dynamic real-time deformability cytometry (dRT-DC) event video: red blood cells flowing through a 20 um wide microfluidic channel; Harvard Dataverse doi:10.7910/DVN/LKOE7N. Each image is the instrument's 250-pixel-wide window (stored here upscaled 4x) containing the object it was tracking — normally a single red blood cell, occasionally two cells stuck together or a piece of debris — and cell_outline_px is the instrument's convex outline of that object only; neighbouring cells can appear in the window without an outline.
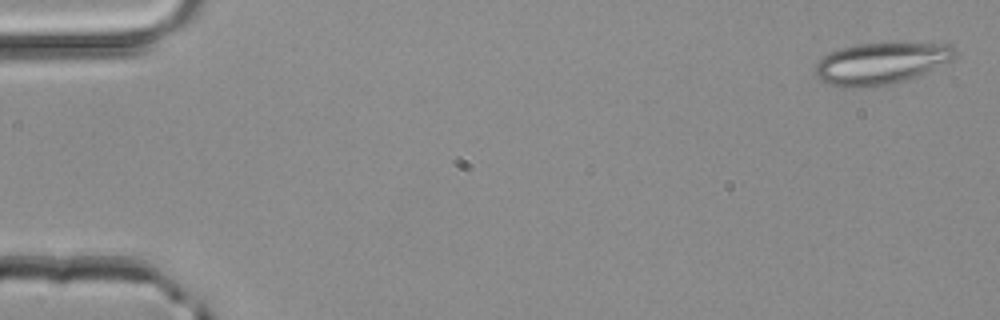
{"species": "common noctule bat (a hibernating species)", "species_latin": "Nyctalus noctula", "temperature_condition": "room temperature", "stored_images_in_passage": 4, "camera_frame_rate_fps": 3000, "um_per_image_px": 0.085, "animal": {"sex": "male", "body_mass_g": 20.4}, "frame": {"image": 1, "passage_image": 1, "time_ms": 0.0, "image_size_px": [1000, 320], "cell_outline_px": [[956, 56], [952, 60], [908, 80], [872, 88], [840, 88], [828, 84], [820, 80], [816, 76], [816, 64], [828, 52], [856, 44], [948, 44], [956, 52]], "centroid_in_image_um": [74.83, 5.43], "position_along_channel_um": 10.2, "area_um2": 33.81}}